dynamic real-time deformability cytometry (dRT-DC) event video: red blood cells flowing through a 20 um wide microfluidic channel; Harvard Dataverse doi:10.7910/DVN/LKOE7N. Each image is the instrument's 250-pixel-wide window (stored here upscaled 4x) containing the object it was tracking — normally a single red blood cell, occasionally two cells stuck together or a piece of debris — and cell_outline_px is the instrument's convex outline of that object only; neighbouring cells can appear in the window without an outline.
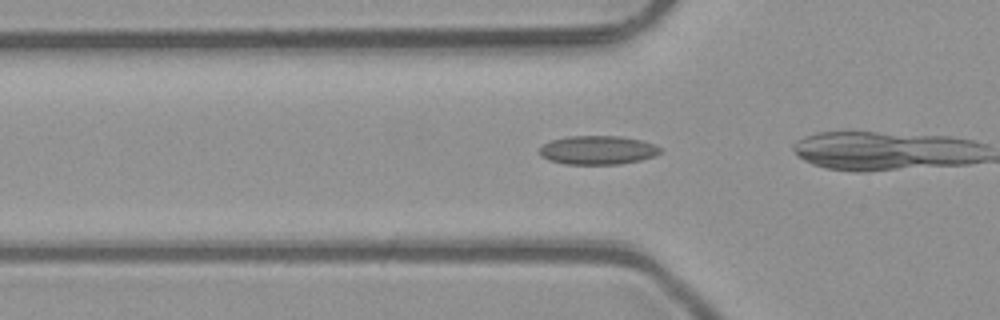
{"species": "common noctule bat (a hibernating species)", "species_latin": "Nyctalus noctula", "temperature_condition": "room temperature", "stored_images_in_passage": 17, "camera_frame_rate_fps": 3000, "um_per_image_px": 0.085, "animal": {"sex": "male", "body_mass_g": 23.1, "forearm_length_mm": 52.7}, "frame": {"image": 1, "passage_image": 12, "time_ms": 3.667, "image_size_px": [1000, 320], "cell_outline_px": [[664, 148], [660, 152], [652, 156], [640, 160], [620, 164], [564, 164], [548, 160], [540, 156], [540, 148], [544, 144], [552, 140], [568, 136], [620, 136], [640, 140], [656, 144]], "centroid_in_image_um": [50.81, 12.76], "position_along_channel_um": 75.0, "area_um2": 20.29}}
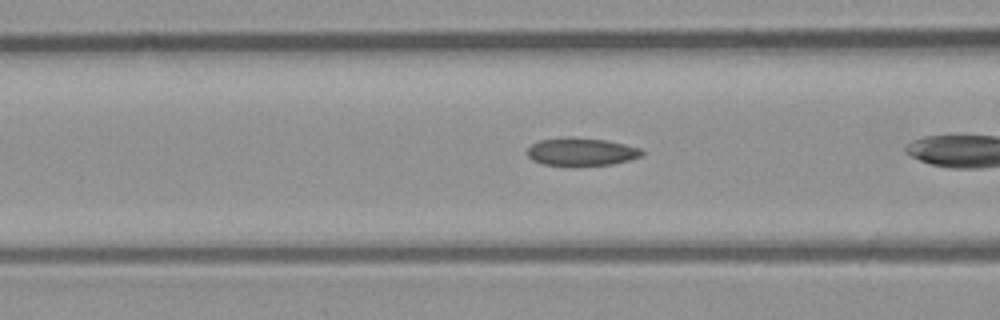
{"frame": {"image": 2, "passage_image": 15, "time_ms": 4.667, "image_size_px": [1000, 320], "cell_outline_px": [[644, 156], [612, 164], [544, 164], [532, 160], [528, 156], [528, 148], [532, 144], [540, 140], [564, 136], [572, 136], [604, 140], [624, 144], [640, 148], [644, 152]], "centroid_in_image_um": [49.42, 12.86], "position_along_channel_um": 117.2, "area_um2": 18.32}}